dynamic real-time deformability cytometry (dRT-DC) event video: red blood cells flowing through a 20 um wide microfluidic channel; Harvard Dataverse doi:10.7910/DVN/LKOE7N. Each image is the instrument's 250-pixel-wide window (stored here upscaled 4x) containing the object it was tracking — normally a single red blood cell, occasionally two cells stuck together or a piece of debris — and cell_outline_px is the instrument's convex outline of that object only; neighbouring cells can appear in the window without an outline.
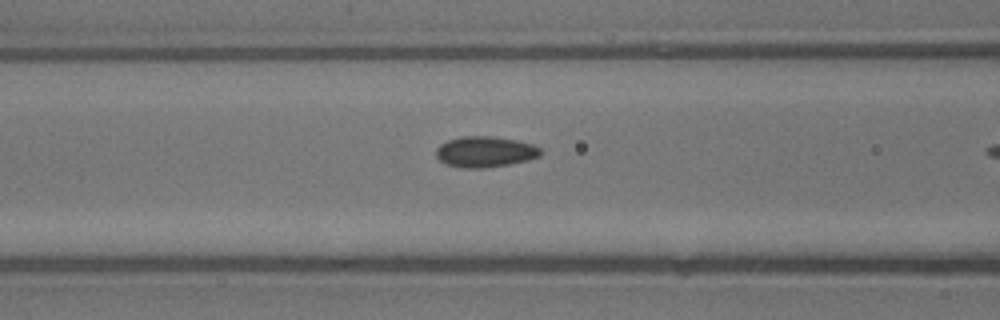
{"species": "common noctule bat (a hibernating species)", "species_latin": "Nyctalus noctula", "temperature_condition": "warm", "stored_images_in_passage": 8, "camera_frame_rate_fps": 3000, "um_per_image_px": 0.085, "animal": {"sex": "male", "body_mass_g": 13.3}, "frame": {"image": 1, "passage_image": 7, "time_ms": 2.0, "image_size_px": [1000, 320], "cell_outline_px": [[540, 156], [528, 160], [508, 164], [484, 168], [460, 168], [444, 164], [436, 156], [436, 148], [440, 144], [448, 140], [460, 136], [492, 136], [516, 140], [532, 144], [540, 148]], "centroid_in_image_um": [41.19, 12.9], "position_along_channel_um": 125.4, "area_um2": 18.84}}